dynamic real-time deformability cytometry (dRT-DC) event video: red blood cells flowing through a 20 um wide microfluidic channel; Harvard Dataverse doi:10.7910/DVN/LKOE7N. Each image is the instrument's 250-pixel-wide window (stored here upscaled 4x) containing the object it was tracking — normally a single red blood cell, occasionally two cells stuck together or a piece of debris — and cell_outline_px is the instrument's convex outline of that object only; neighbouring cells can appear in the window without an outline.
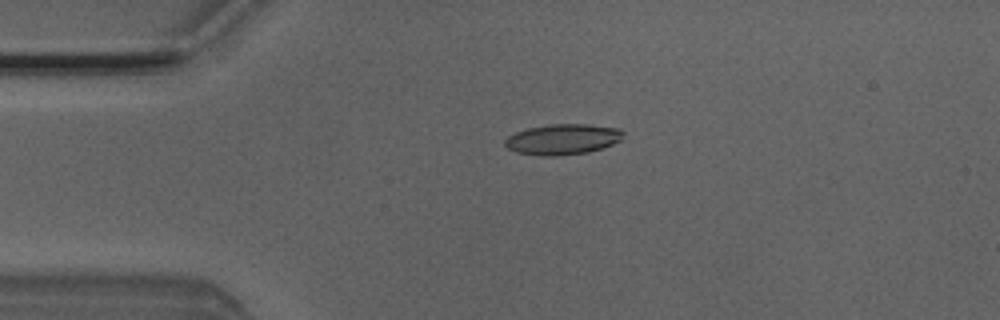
{"species": "Egyptian fruit bat (a non-hibernating species)", "species_latin": "Rousettus aegyptiacus", "temperature_condition": "room temperature", "stored_images_in_passage": 3, "camera_frame_rate_fps": 3000, "um_per_image_px": 0.085, "animal": {"sex": "male"}, "frame": {"image": 1, "passage_image": 2, "time_ms": 0.333, "image_size_px": [1000, 320], "cell_outline_px": [[624, 132], [620, 140], [612, 144], [588, 152], [556, 156], [540, 156], [516, 152], [508, 148], [504, 144], [504, 140], [508, 136], [516, 132], [528, 128], [548, 124], [588, 124], [620, 128]], "centroid_in_image_um": [47.81, 11.83], "position_along_channel_um": 37.2, "area_um2": 21.1}}